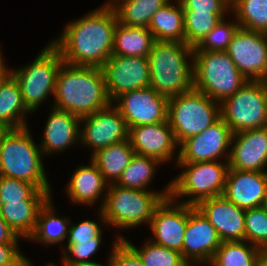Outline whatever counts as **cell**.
Masks as SVG:
<instances>
[{
	"instance_id": "6da1fadb",
	"label": "cell",
	"mask_w": 267,
	"mask_h": 266,
	"mask_svg": "<svg viewBox=\"0 0 267 266\" xmlns=\"http://www.w3.org/2000/svg\"><path fill=\"white\" fill-rule=\"evenodd\" d=\"M117 22L114 8L106 2L79 19L70 20L60 36L50 42L65 63L102 68L112 56Z\"/></svg>"
},
{
	"instance_id": "7a4b0ae2",
	"label": "cell",
	"mask_w": 267,
	"mask_h": 266,
	"mask_svg": "<svg viewBox=\"0 0 267 266\" xmlns=\"http://www.w3.org/2000/svg\"><path fill=\"white\" fill-rule=\"evenodd\" d=\"M53 107L78 117L91 115L112 102L108 97L102 68L63 62L57 73Z\"/></svg>"
},
{
	"instance_id": "3957f363",
	"label": "cell",
	"mask_w": 267,
	"mask_h": 266,
	"mask_svg": "<svg viewBox=\"0 0 267 266\" xmlns=\"http://www.w3.org/2000/svg\"><path fill=\"white\" fill-rule=\"evenodd\" d=\"M193 49L185 42L155 41L148 55L150 87L168 99L194 88Z\"/></svg>"
},
{
	"instance_id": "277c9868",
	"label": "cell",
	"mask_w": 267,
	"mask_h": 266,
	"mask_svg": "<svg viewBox=\"0 0 267 266\" xmlns=\"http://www.w3.org/2000/svg\"><path fill=\"white\" fill-rule=\"evenodd\" d=\"M43 157L29 126L8 129L0 141V175L30 182L39 190L51 191Z\"/></svg>"
},
{
	"instance_id": "5b68a950",
	"label": "cell",
	"mask_w": 267,
	"mask_h": 266,
	"mask_svg": "<svg viewBox=\"0 0 267 266\" xmlns=\"http://www.w3.org/2000/svg\"><path fill=\"white\" fill-rule=\"evenodd\" d=\"M171 195V183L161 191L135 190L110 183L101 212L108 227L120 231L149 225L156 207Z\"/></svg>"
},
{
	"instance_id": "8992f818",
	"label": "cell",
	"mask_w": 267,
	"mask_h": 266,
	"mask_svg": "<svg viewBox=\"0 0 267 266\" xmlns=\"http://www.w3.org/2000/svg\"><path fill=\"white\" fill-rule=\"evenodd\" d=\"M194 88L218 103L234 95L248 80L226 51L193 50Z\"/></svg>"
},
{
	"instance_id": "52a82bcc",
	"label": "cell",
	"mask_w": 267,
	"mask_h": 266,
	"mask_svg": "<svg viewBox=\"0 0 267 266\" xmlns=\"http://www.w3.org/2000/svg\"><path fill=\"white\" fill-rule=\"evenodd\" d=\"M176 166L182 171L170 181V196L175 201L196 206L202 200L223 194L229 171L226 159L224 162L176 163ZM182 197H185L183 201Z\"/></svg>"
},
{
	"instance_id": "ba28073f",
	"label": "cell",
	"mask_w": 267,
	"mask_h": 266,
	"mask_svg": "<svg viewBox=\"0 0 267 266\" xmlns=\"http://www.w3.org/2000/svg\"><path fill=\"white\" fill-rule=\"evenodd\" d=\"M63 62L59 50L49 42L28 65L8 68L19 83L23 102L31 115L49 100L50 94L54 96L57 73Z\"/></svg>"
},
{
	"instance_id": "9c48e42d",
	"label": "cell",
	"mask_w": 267,
	"mask_h": 266,
	"mask_svg": "<svg viewBox=\"0 0 267 266\" xmlns=\"http://www.w3.org/2000/svg\"><path fill=\"white\" fill-rule=\"evenodd\" d=\"M220 117V103L195 88L168 100L167 120L178 145L198 135Z\"/></svg>"
},
{
	"instance_id": "30bf717a",
	"label": "cell",
	"mask_w": 267,
	"mask_h": 266,
	"mask_svg": "<svg viewBox=\"0 0 267 266\" xmlns=\"http://www.w3.org/2000/svg\"><path fill=\"white\" fill-rule=\"evenodd\" d=\"M220 114L233 133L267 127V82L245 83L220 103Z\"/></svg>"
},
{
	"instance_id": "8fae6325",
	"label": "cell",
	"mask_w": 267,
	"mask_h": 266,
	"mask_svg": "<svg viewBox=\"0 0 267 266\" xmlns=\"http://www.w3.org/2000/svg\"><path fill=\"white\" fill-rule=\"evenodd\" d=\"M128 133L125 119L112 103L80 119V144L83 148H90L91 155L102 148L127 140Z\"/></svg>"
},
{
	"instance_id": "7c38bea8",
	"label": "cell",
	"mask_w": 267,
	"mask_h": 266,
	"mask_svg": "<svg viewBox=\"0 0 267 266\" xmlns=\"http://www.w3.org/2000/svg\"><path fill=\"white\" fill-rule=\"evenodd\" d=\"M233 132L220 117L198 135L189 137L179 145L177 163H195L229 160Z\"/></svg>"
},
{
	"instance_id": "4fadbf2b",
	"label": "cell",
	"mask_w": 267,
	"mask_h": 266,
	"mask_svg": "<svg viewBox=\"0 0 267 266\" xmlns=\"http://www.w3.org/2000/svg\"><path fill=\"white\" fill-rule=\"evenodd\" d=\"M226 52L248 81L267 82V41L263 33L239 28Z\"/></svg>"
},
{
	"instance_id": "5bb4252c",
	"label": "cell",
	"mask_w": 267,
	"mask_h": 266,
	"mask_svg": "<svg viewBox=\"0 0 267 266\" xmlns=\"http://www.w3.org/2000/svg\"><path fill=\"white\" fill-rule=\"evenodd\" d=\"M102 70L111 102L131 90L150 87V68L146 57L112 55Z\"/></svg>"
},
{
	"instance_id": "9a60e30c",
	"label": "cell",
	"mask_w": 267,
	"mask_h": 266,
	"mask_svg": "<svg viewBox=\"0 0 267 266\" xmlns=\"http://www.w3.org/2000/svg\"><path fill=\"white\" fill-rule=\"evenodd\" d=\"M168 100L148 87L126 92L112 104L119 110L129 129L167 121Z\"/></svg>"
},
{
	"instance_id": "2e32d148",
	"label": "cell",
	"mask_w": 267,
	"mask_h": 266,
	"mask_svg": "<svg viewBox=\"0 0 267 266\" xmlns=\"http://www.w3.org/2000/svg\"><path fill=\"white\" fill-rule=\"evenodd\" d=\"M221 243L222 240L211 223L195 206L189 205L181 252L183 259L190 266H208Z\"/></svg>"
},
{
	"instance_id": "e0dca14e",
	"label": "cell",
	"mask_w": 267,
	"mask_h": 266,
	"mask_svg": "<svg viewBox=\"0 0 267 266\" xmlns=\"http://www.w3.org/2000/svg\"><path fill=\"white\" fill-rule=\"evenodd\" d=\"M188 218L189 205L177 202L171 196L164 198L148 226L153 235L149 240L181 253Z\"/></svg>"
},
{
	"instance_id": "ac0fdd59",
	"label": "cell",
	"mask_w": 267,
	"mask_h": 266,
	"mask_svg": "<svg viewBox=\"0 0 267 266\" xmlns=\"http://www.w3.org/2000/svg\"><path fill=\"white\" fill-rule=\"evenodd\" d=\"M128 139L136 154L155 158L162 164L175 159L176 165L178 161L179 145L168 120L129 128Z\"/></svg>"
},
{
	"instance_id": "d6986e66",
	"label": "cell",
	"mask_w": 267,
	"mask_h": 266,
	"mask_svg": "<svg viewBox=\"0 0 267 266\" xmlns=\"http://www.w3.org/2000/svg\"><path fill=\"white\" fill-rule=\"evenodd\" d=\"M195 207L215 228L222 242L245 241V209L223 195L202 200Z\"/></svg>"
},
{
	"instance_id": "ffe728a7",
	"label": "cell",
	"mask_w": 267,
	"mask_h": 266,
	"mask_svg": "<svg viewBox=\"0 0 267 266\" xmlns=\"http://www.w3.org/2000/svg\"><path fill=\"white\" fill-rule=\"evenodd\" d=\"M229 169L267 172V127L234 133Z\"/></svg>"
},
{
	"instance_id": "44dd1931",
	"label": "cell",
	"mask_w": 267,
	"mask_h": 266,
	"mask_svg": "<svg viewBox=\"0 0 267 266\" xmlns=\"http://www.w3.org/2000/svg\"><path fill=\"white\" fill-rule=\"evenodd\" d=\"M39 147L43 156L65 152L74 144L80 145V117L51 106Z\"/></svg>"
},
{
	"instance_id": "7402d4cb",
	"label": "cell",
	"mask_w": 267,
	"mask_h": 266,
	"mask_svg": "<svg viewBox=\"0 0 267 266\" xmlns=\"http://www.w3.org/2000/svg\"><path fill=\"white\" fill-rule=\"evenodd\" d=\"M267 188V172L229 169L223 196L240 208L261 207Z\"/></svg>"
},
{
	"instance_id": "603a6c76",
	"label": "cell",
	"mask_w": 267,
	"mask_h": 266,
	"mask_svg": "<svg viewBox=\"0 0 267 266\" xmlns=\"http://www.w3.org/2000/svg\"><path fill=\"white\" fill-rule=\"evenodd\" d=\"M67 183L65 193L71 203L73 202L77 206H93L97 202L100 203L98 208L101 209L109 183L91 159L87 165L82 164L76 170L74 169Z\"/></svg>"
},
{
	"instance_id": "cb8c5ba5",
	"label": "cell",
	"mask_w": 267,
	"mask_h": 266,
	"mask_svg": "<svg viewBox=\"0 0 267 266\" xmlns=\"http://www.w3.org/2000/svg\"><path fill=\"white\" fill-rule=\"evenodd\" d=\"M30 113L23 102L19 83L7 71L0 78V124L7 129L28 127L26 120Z\"/></svg>"
},
{
	"instance_id": "d4e9b609",
	"label": "cell",
	"mask_w": 267,
	"mask_h": 266,
	"mask_svg": "<svg viewBox=\"0 0 267 266\" xmlns=\"http://www.w3.org/2000/svg\"><path fill=\"white\" fill-rule=\"evenodd\" d=\"M52 196L41 207L38 213L36 227L28 241L41 243L46 246L60 244L64 247L70 227V217L59 216L52 201Z\"/></svg>"
},
{
	"instance_id": "484cf974",
	"label": "cell",
	"mask_w": 267,
	"mask_h": 266,
	"mask_svg": "<svg viewBox=\"0 0 267 266\" xmlns=\"http://www.w3.org/2000/svg\"><path fill=\"white\" fill-rule=\"evenodd\" d=\"M148 29L156 41L185 42L184 11L179 0H171L154 13Z\"/></svg>"
},
{
	"instance_id": "4316f807",
	"label": "cell",
	"mask_w": 267,
	"mask_h": 266,
	"mask_svg": "<svg viewBox=\"0 0 267 266\" xmlns=\"http://www.w3.org/2000/svg\"><path fill=\"white\" fill-rule=\"evenodd\" d=\"M155 41L147 27L127 26L117 22L112 55L148 58Z\"/></svg>"
},
{
	"instance_id": "83f0119b",
	"label": "cell",
	"mask_w": 267,
	"mask_h": 266,
	"mask_svg": "<svg viewBox=\"0 0 267 266\" xmlns=\"http://www.w3.org/2000/svg\"><path fill=\"white\" fill-rule=\"evenodd\" d=\"M134 155L135 150L127 139L98 150L90 156V159L110 184L118 180Z\"/></svg>"
},
{
	"instance_id": "f1b7e54d",
	"label": "cell",
	"mask_w": 267,
	"mask_h": 266,
	"mask_svg": "<svg viewBox=\"0 0 267 266\" xmlns=\"http://www.w3.org/2000/svg\"><path fill=\"white\" fill-rule=\"evenodd\" d=\"M46 201H10L1 208V217L23 241L33 234L39 210Z\"/></svg>"
},
{
	"instance_id": "f546056e",
	"label": "cell",
	"mask_w": 267,
	"mask_h": 266,
	"mask_svg": "<svg viewBox=\"0 0 267 266\" xmlns=\"http://www.w3.org/2000/svg\"><path fill=\"white\" fill-rule=\"evenodd\" d=\"M171 0H110L118 22L135 27H147L154 13Z\"/></svg>"
},
{
	"instance_id": "4dcf8cb0",
	"label": "cell",
	"mask_w": 267,
	"mask_h": 266,
	"mask_svg": "<svg viewBox=\"0 0 267 266\" xmlns=\"http://www.w3.org/2000/svg\"><path fill=\"white\" fill-rule=\"evenodd\" d=\"M159 165L163 164L157 159L135 153L115 184L129 189L152 191L149 186L156 176Z\"/></svg>"
},
{
	"instance_id": "1f68e13d",
	"label": "cell",
	"mask_w": 267,
	"mask_h": 266,
	"mask_svg": "<svg viewBox=\"0 0 267 266\" xmlns=\"http://www.w3.org/2000/svg\"><path fill=\"white\" fill-rule=\"evenodd\" d=\"M231 14L242 29L261 33L267 29V0H231Z\"/></svg>"
},
{
	"instance_id": "d6a6232c",
	"label": "cell",
	"mask_w": 267,
	"mask_h": 266,
	"mask_svg": "<svg viewBox=\"0 0 267 266\" xmlns=\"http://www.w3.org/2000/svg\"><path fill=\"white\" fill-rule=\"evenodd\" d=\"M260 250L247 241L222 242L208 266H255Z\"/></svg>"
},
{
	"instance_id": "836d02e7",
	"label": "cell",
	"mask_w": 267,
	"mask_h": 266,
	"mask_svg": "<svg viewBox=\"0 0 267 266\" xmlns=\"http://www.w3.org/2000/svg\"><path fill=\"white\" fill-rule=\"evenodd\" d=\"M140 258L144 266H190L181 253L162 247L147 239L141 248L136 247L127 238L122 239Z\"/></svg>"
},
{
	"instance_id": "e575fe53",
	"label": "cell",
	"mask_w": 267,
	"mask_h": 266,
	"mask_svg": "<svg viewBox=\"0 0 267 266\" xmlns=\"http://www.w3.org/2000/svg\"><path fill=\"white\" fill-rule=\"evenodd\" d=\"M231 13L184 12L185 43L195 48L203 38Z\"/></svg>"
},
{
	"instance_id": "d590c367",
	"label": "cell",
	"mask_w": 267,
	"mask_h": 266,
	"mask_svg": "<svg viewBox=\"0 0 267 266\" xmlns=\"http://www.w3.org/2000/svg\"><path fill=\"white\" fill-rule=\"evenodd\" d=\"M52 191L39 190L34 184L0 175L1 206L10 201H47Z\"/></svg>"
},
{
	"instance_id": "8d00e7d4",
	"label": "cell",
	"mask_w": 267,
	"mask_h": 266,
	"mask_svg": "<svg viewBox=\"0 0 267 266\" xmlns=\"http://www.w3.org/2000/svg\"><path fill=\"white\" fill-rule=\"evenodd\" d=\"M225 19L223 18L193 50L227 51L230 41L240 26L234 16L232 20Z\"/></svg>"
},
{
	"instance_id": "74e56055",
	"label": "cell",
	"mask_w": 267,
	"mask_h": 266,
	"mask_svg": "<svg viewBox=\"0 0 267 266\" xmlns=\"http://www.w3.org/2000/svg\"><path fill=\"white\" fill-rule=\"evenodd\" d=\"M245 241L267 250V211L262 207L245 210Z\"/></svg>"
},
{
	"instance_id": "f35d334b",
	"label": "cell",
	"mask_w": 267,
	"mask_h": 266,
	"mask_svg": "<svg viewBox=\"0 0 267 266\" xmlns=\"http://www.w3.org/2000/svg\"><path fill=\"white\" fill-rule=\"evenodd\" d=\"M101 243L103 244L102 241L66 243L61 249L62 266H81L98 262L91 260V257L99 251Z\"/></svg>"
},
{
	"instance_id": "ab89813d",
	"label": "cell",
	"mask_w": 267,
	"mask_h": 266,
	"mask_svg": "<svg viewBox=\"0 0 267 266\" xmlns=\"http://www.w3.org/2000/svg\"><path fill=\"white\" fill-rule=\"evenodd\" d=\"M96 212L100 219L99 222H95L94 220L86 219L80 220V222H72L70 223L67 242L66 243H79L85 241H103L102 233L103 228L100 225L108 226L106 218L103 216V213L100 209H97Z\"/></svg>"
},
{
	"instance_id": "60d3db41",
	"label": "cell",
	"mask_w": 267,
	"mask_h": 266,
	"mask_svg": "<svg viewBox=\"0 0 267 266\" xmlns=\"http://www.w3.org/2000/svg\"><path fill=\"white\" fill-rule=\"evenodd\" d=\"M111 244L110 254L107 255L112 266H144L139 256L122 240L123 235L115 234Z\"/></svg>"
},
{
	"instance_id": "b9f144b4",
	"label": "cell",
	"mask_w": 267,
	"mask_h": 266,
	"mask_svg": "<svg viewBox=\"0 0 267 266\" xmlns=\"http://www.w3.org/2000/svg\"><path fill=\"white\" fill-rule=\"evenodd\" d=\"M184 12L231 13V0H179Z\"/></svg>"
},
{
	"instance_id": "7bdbcfd3",
	"label": "cell",
	"mask_w": 267,
	"mask_h": 266,
	"mask_svg": "<svg viewBox=\"0 0 267 266\" xmlns=\"http://www.w3.org/2000/svg\"><path fill=\"white\" fill-rule=\"evenodd\" d=\"M19 243H0V266H16L26 255Z\"/></svg>"
},
{
	"instance_id": "ee69618b",
	"label": "cell",
	"mask_w": 267,
	"mask_h": 266,
	"mask_svg": "<svg viewBox=\"0 0 267 266\" xmlns=\"http://www.w3.org/2000/svg\"><path fill=\"white\" fill-rule=\"evenodd\" d=\"M20 239L0 215V243H20Z\"/></svg>"
},
{
	"instance_id": "f6af8a7d",
	"label": "cell",
	"mask_w": 267,
	"mask_h": 266,
	"mask_svg": "<svg viewBox=\"0 0 267 266\" xmlns=\"http://www.w3.org/2000/svg\"><path fill=\"white\" fill-rule=\"evenodd\" d=\"M255 266H267V250H260L255 261Z\"/></svg>"
},
{
	"instance_id": "bcb514c9",
	"label": "cell",
	"mask_w": 267,
	"mask_h": 266,
	"mask_svg": "<svg viewBox=\"0 0 267 266\" xmlns=\"http://www.w3.org/2000/svg\"><path fill=\"white\" fill-rule=\"evenodd\" d=\"M0 45V78L8 71L7 65L4 64L5 60H3V52Z\"/></svg>"
},
{
	"instance_id": "7dc6e473",
	"label": "cell",
	"mask_w": 267,
	"mask_h": 266,
	"mask_svg": "<svg viewBox=\"0 0 267 266\" xmlns=\"http://www.w3.org/2000/svg\"><path fill=\"white\" fill-rule=\"evenodd\" d=\"M26 256L16 266H28L32 260H29Z\"/></svg>"
},
{
	"instance_id": "c3c4849f",
	"label": "cell",
	"mask_w": 267,
	"mask_h": 266,
	"mask_svg": "<svg viewBox=\"0 0 267 266\" xmlns=\"http://www.w3.org/2000/svg\"><path fill=\"white\" fill-rule=\"evenodd\" d=\"M106 261H107V263L105 265L101 264L100 262H96V263H93V264H84V265H81V266H112L109 258Z\"/></svg>"
},
{
	"instance_id": "681fc988",
	"label": "cell",
	"mask_w": 267,
	"mask_h": 266,
	"mask_svg": "<svg viewBox=\"0 0 267 266\" xmlns=\"http://www.w3.org/2000/svg\"><path fill=\"white\" fill-rule=\"evenodd\" d=\"M261 207H262L264 210L267 211V188H266V192H265V196H264V201H263Z\"/></svg>"
},
{
	"instance_id": "f907efd6",
	"label": "cell",
	"mask_w": 267,
	"mask_h": 266,
	"mask_svg": "<svg viewBox=\"0 0 267 266\" xmlns=\"http://www.w3.org/2000/svg\"><path fill=\"white\" fill-rule=\"evenodd\" d=\"M7 130L8 129L5 126H3V125L0 124V141H1V137L5 134V132Z\"/></svg>"
},
{
	"instance_id": "816d5d0a",
	"label": "cell",
	"mask_w": 267,
	"mask_h": 266,
	"mask_svg": "<svg viewBox=\"0 0 267 266\" xmlns=\"http://www.w3.org/2000/svg\"><path fill=\"white\" fill-rule=\"evenodd\" d=\"M28 266H34V264L31 262ZM43 266H57V265L55 263H52V262L49 263L48 262V264L45 263V265H43Z\"/></svg>"
},
{
	"instance_id": "f5cc1de1",
	"label": "cell",
	"mask_w": 267,
	"mask_h": 266,
	"mask_svg": "<svg viewBox=\"0 0 267 266\" xmlns=\"http://www.w3.org/2000/svg\"><path fill=\"white\" fill-rule=\"evenodd\" d=\"M264 36H265V38H266V41H267V29L264 31Z\"/></svg>"
},
{
	"instance_id": "db71d44e",
	"label": "cell",
	"mask_w": 267,
	"mask_h": 266,
	"mask_svg": "<svg viewBox=\"0 0 267 266\" xmlns=\"http://www.w3.org/2000/svg\"><path fill=\"white\" fill-rule=\"evenodd\" d=\"M1 208H2V206H1V199H0V213H1Z\"/></svg>"
}]
</instances>
